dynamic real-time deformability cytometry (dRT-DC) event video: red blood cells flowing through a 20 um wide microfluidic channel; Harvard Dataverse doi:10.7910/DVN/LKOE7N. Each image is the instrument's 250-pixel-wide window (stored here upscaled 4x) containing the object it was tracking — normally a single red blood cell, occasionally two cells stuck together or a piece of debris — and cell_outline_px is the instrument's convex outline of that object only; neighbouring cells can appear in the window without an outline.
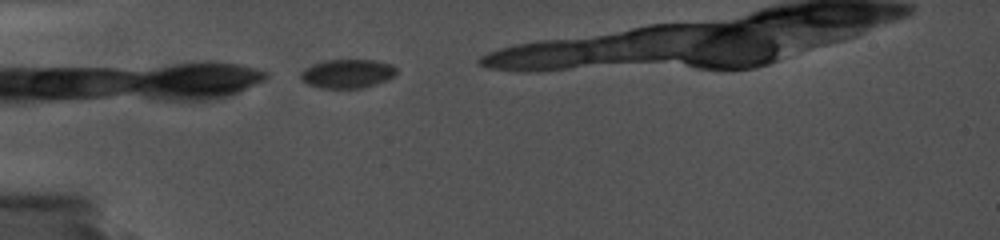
{"species": "common noctule bat (a hibernating species)", "species_latin": "Nyctalus noctula", "temperature_condition": "cold", "stored_images_in_passage": 29, "camera_frame_rate_fps": 5000, "um_per_image_px": 0.085, "animal": {"sex": "female", "body_mass_g": 19.0, "forearm_length_mm": 56.7}, "frame": {"image": 1, "passage_image": 1, "time_ms": 0.0, "image_size_px": [1000, 240], "cell_outline_px": [[396, 72], [388, 80], [376, 84], [360, 88], [320, 88], [308, 84], [300, 80], [300, 72], [304, 68], [312, 64], [328, 60], [376, 60], [392, 64], [396, 68]], "centroid_in_image_um": [29.5, 6.26], "position_along_channel_um": 55.5, "area_um2": 16.18}}